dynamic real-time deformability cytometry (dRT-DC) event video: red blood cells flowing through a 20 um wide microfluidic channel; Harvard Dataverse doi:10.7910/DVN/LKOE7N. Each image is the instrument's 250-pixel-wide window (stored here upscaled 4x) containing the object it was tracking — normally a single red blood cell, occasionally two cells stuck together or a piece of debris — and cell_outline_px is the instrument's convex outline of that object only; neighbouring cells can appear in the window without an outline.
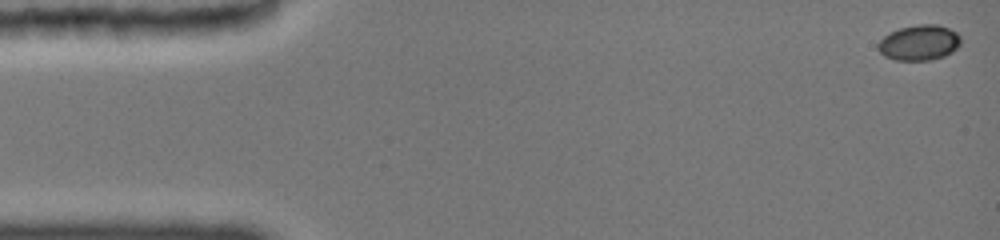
{"species": "common noctule bat (a hibernating species)", "species_latin": "Nyctalus noctula", "temperature_condition": "cold", "stored_images_in_passage": 58, "camera_frame_rate_fps": 3000, "um_per_image_px": 0.085, "animal": {"sex": "female", "body_mass_g": 19.0, "forearm_length_mm": 51.5}, "frame": {"image": 1, "passage_image": 1, "time_ms": 0.0, "image_size_px": [1000, 240], "cell_outline_px": [[960, 44], [952, 52], [944, 56], [932, 60], [896, 60], [884, 56], [876, 48], [876, 44], [888, 32], [900, 28], [920, 24], [940, 24], [956, 32], [960, 36]], "centroid_in_image_um": [78.11, 3.62], "position_along_channel_um": 6.9, "area_um2": 17.22}}
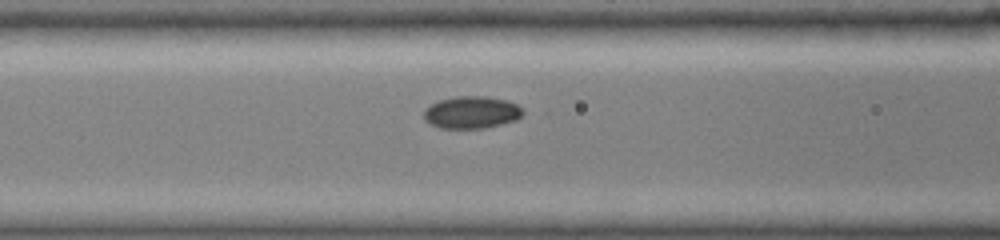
{"frame": {"image": 2, "passage_image": 23, "time_ms": 6.333, "image_size_px": [1000, 240], "cell_outline_px": [[524, 112], [516, 120], [484, 128], [440, 128], [432, 124], [424, 116], [424, 108], [436, 100], [456, 96], [484, 96], [508, 100], [516, 104]], "centroid_in_image_um": [40.06, 9.53], "position_along_channel_um": 126.5, "area_um2": 18.55}}
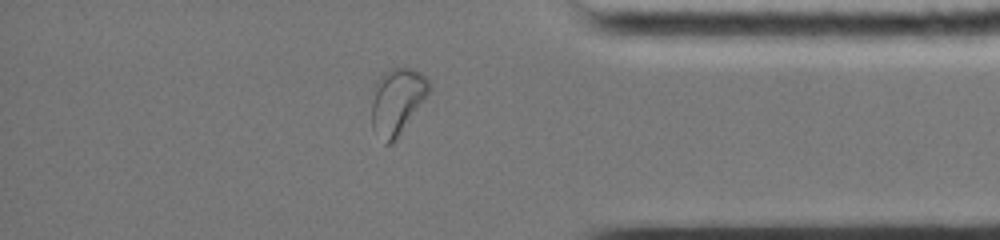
{"frame": {"image": 3, "passage_image": 50, "time_ms": 13.667, "image_size_px": [1000, 240], "cell_outline_px": [[432, 88], [428, 96], [396, 140], [392, 144], [384, 144], [372, 128], [372, 100], [376, 80], [384, 72], [392, 68], [412, 68], [420, 72], [432, 84]], "centroid_in_image_um": [33.78, 8.61], "position_along_channel_um": 401.4, "area_um2": 22.48}, "authors_computed_cell_mechanics": {"area_um2": 18.207, "velocity_mm_per_s": 3.8592, "shape_relaxation_time_tau1_ms": 3.4542, "shape_relaxation_time_tau2_ms": null, "deformation_change_tau1": 0.0857, "deformation_change_tau2": null}}